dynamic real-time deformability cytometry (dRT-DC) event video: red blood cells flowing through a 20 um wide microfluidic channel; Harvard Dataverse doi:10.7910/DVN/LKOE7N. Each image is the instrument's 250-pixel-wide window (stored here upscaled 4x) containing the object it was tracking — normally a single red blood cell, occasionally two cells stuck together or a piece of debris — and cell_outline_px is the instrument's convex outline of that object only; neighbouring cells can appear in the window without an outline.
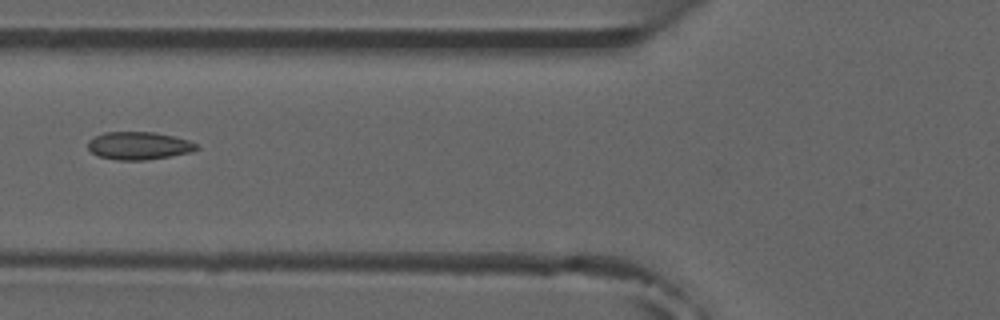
{"species": "common noctule bat (a hibernating species)", "species_latin": "Nyctalus noctula", "temperature_condition": "room temperature", "stored_images_in_passage": 6, "camera_frame_rate_fps": 3000, "um_per_image_px": 0.085, "animal": {"sex": "male", "forearm_length_mm": 52.5}, "frame": {"image": 1, "passage_image": 6, "time_ms": 5.667, "image_size_px": [1000, 320], "cell_outline_px": [[200, 148], [192, 152], [172, 156], [144, 160], [120, 160], [100, 156], [92, 152], [88, 148], [88, 140], [104, 132], [152, 132], [172, 136], [188, 140], [196, 144]], "centroid_in_image_um": [11.82, 12.38], "position_along_channel_um": 114.0, "area_um2": 17.46}}